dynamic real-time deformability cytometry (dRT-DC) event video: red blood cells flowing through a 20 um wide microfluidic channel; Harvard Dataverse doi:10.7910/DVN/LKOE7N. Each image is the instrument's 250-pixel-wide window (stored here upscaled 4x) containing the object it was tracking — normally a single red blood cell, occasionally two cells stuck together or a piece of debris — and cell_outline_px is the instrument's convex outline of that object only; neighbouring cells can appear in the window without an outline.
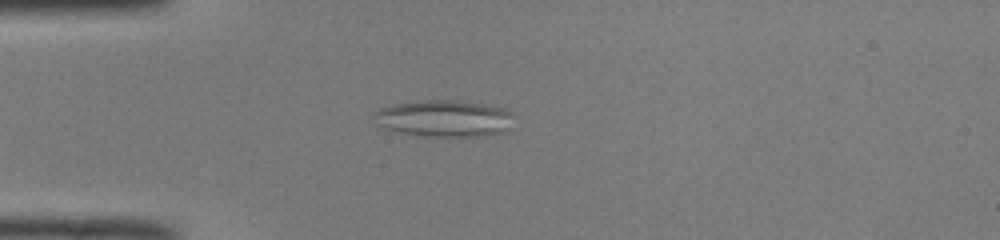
{"species": "common noctule bat (a hibernating species)", "species_latin": "Nyctalus noctula", "temperature_condition": "room temperature", "stored_images_in_passage": 42, "camera_frame_rate_fps": 3000, "um_per_image_px": 0.085, "animal": {"sex": "male", "body_mass_g": 19.0, "forearm_length_mm": 50.8}, "frame": {"image": 1, "passage_image": 5, "time_ms": 1.333, "image_size_px": [1000, 240], "cell_outline_px": [[516, 116], [512, 128], [504, 132], [476, 136], [424, 136], [384, 128], [376, 124], [376, 112], [380, 108], [392, 104], [416, 100], [460, 100], [492, 104], [508, 108]], "centroid_in_image_um": [37.89, 10.04], "position_along_channel_um": 47.1, "area_um2": 30.52}}
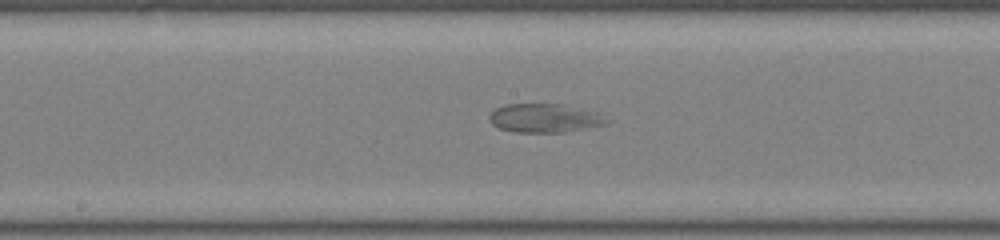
{"frame": {"image": 2, "passage_image": 18, "time_ms": 5.667, "image_size_px": [1000, 240], "cell_outline_px": [[612, 120], [608, 124], [564, 132], [516, 132], [500, 128], [492, 124], [488, 116], [496, 108], [504, 104], [560, 104], [596, 112]], "centroid_in_image_um": [46.31, 10.04], "position_along_channel_um": 201.9, "area_um2": 19.59}}
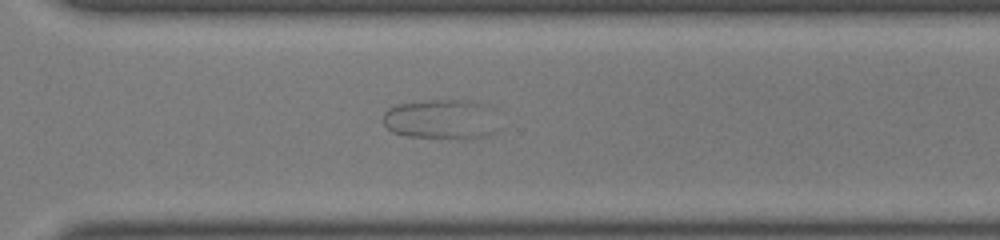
{"frame": {"image": 3, "passage_image": 28, "time_ms": 9.0, "image_size_px": [1000, 240], "cell_outline_px": [[492, 132], [488, 136], [468, 140], [460, 140], [404, 136], [392, 132], [384, 124], [384, 112], [388, 108], [396, 104], [428, 100], [472, 100]], "centroid_in_image_um": [37.17, 10.2], "position_along_channel_um": 333.4, "area_um2": 25.32}}